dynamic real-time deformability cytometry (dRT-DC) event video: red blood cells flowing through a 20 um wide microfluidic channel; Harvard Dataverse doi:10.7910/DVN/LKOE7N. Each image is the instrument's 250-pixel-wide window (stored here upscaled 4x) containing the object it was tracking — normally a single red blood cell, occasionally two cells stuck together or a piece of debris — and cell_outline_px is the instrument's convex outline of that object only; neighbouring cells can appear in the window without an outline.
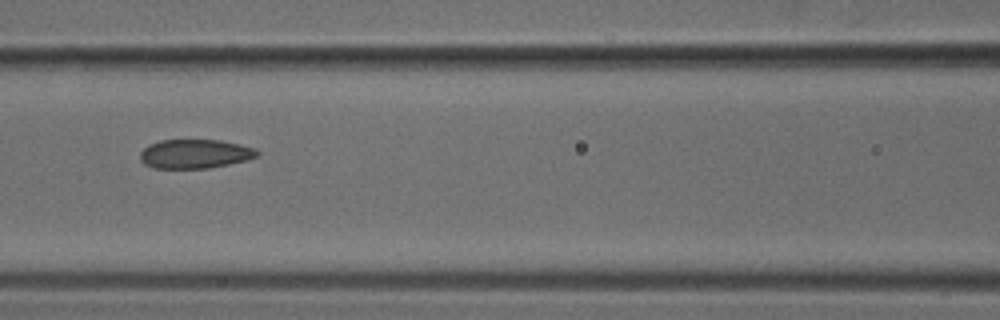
{"species": "common noctule bat (a hibernating species)", "species_latin": "Nyctalus noctula", "temperature_condition": "cold", "stored_images_in_passage": 7, "camera_frame_rate_fps": 3000, "um_per_image_px": 0.085, "animal": {"sex": "male", "body_mass_g": 18.8}, "frame": {"image": 1, "passage_image": 7, "time_ms": 2.0, "image_size_px": [1000, 320], "cell_outline_px": [[260, 156], [248, 160], [208, 168], [152, 168], [144, 164], [140, 160], [140, 152], [148, 144], [160, 140], [220, 140], [240, 144], [256, 148], [260, 152]], "centroid_in_image_um": [16.59, 13.07], "position_along_channel_um": 150.0, "area_um2": 20.06}}